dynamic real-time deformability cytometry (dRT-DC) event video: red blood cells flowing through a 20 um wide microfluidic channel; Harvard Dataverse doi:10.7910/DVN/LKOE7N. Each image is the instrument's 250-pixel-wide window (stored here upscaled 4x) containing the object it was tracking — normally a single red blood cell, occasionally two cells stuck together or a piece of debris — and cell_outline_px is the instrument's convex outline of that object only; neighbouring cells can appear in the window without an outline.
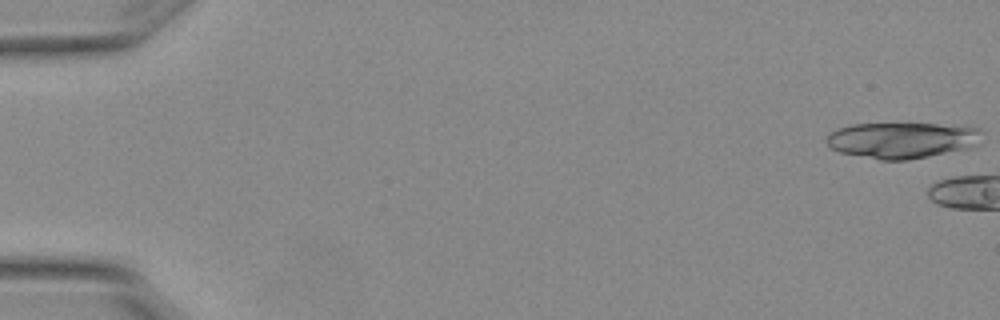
{"species": "Egyptian fruit bat (a non-hibernating species)", "species_latin": "Rousettus aegyptiacus", "temperature_condition": "warm", "stored_images_in_passage": 2, "camera_frame_rate_fps": 3000, "um_per_image_px": 0.085, "animal": {"sex": "female"}, "frame": {"image": 1, "passage_image": 1, "time_ms": 0.0, "image_size_px": [1000, 320], "cell_outline_px": [[980, 144], [968, 148], [908, 160], [880, 160], [840, 152], [828, 148], [828, 136], [832, 132], [840, 128], [852, 124], [968, 124], [980, 128]], "centroid_in_image_um": [76.74, 11.9], "position_along_channel_um": 8.3, "area_um2": 32.71}}